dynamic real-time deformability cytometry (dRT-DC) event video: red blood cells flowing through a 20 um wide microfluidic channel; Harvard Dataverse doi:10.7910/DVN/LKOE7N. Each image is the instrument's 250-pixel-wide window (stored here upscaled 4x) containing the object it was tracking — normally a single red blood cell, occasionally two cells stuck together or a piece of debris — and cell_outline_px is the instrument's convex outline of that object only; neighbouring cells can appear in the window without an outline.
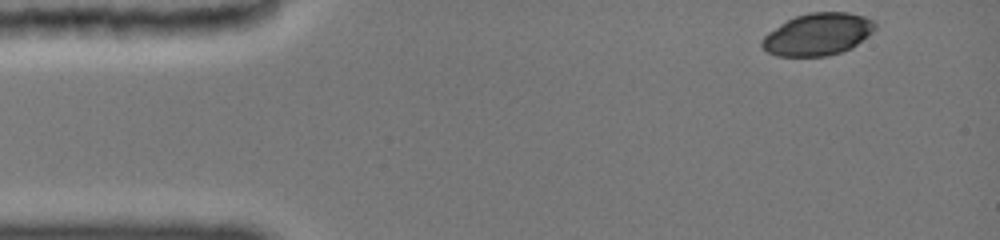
{"species": "common noctule bat (a hibernating species)", "species_latin": "Nyctalus noctula", "temperature_condition": "cold", "stored_images_in_passage": 19, "camera_frame_rate_fps": 3000, "um_per_image_px": 0.085, "animal": {"sex": "female", "body_mass_g": 19.0, "forearm_length_mm": 51.5}, "frame": {"image": 1, "passage_image": 1, "time_ms": 0.0, "image_size_px": [1000, 240], "cell_outline_px": [[876, 28], [868, 36], [852, 48], [828, 56], [776, 56], [768, 52], [760, 44], [760, 40], [768, 32], [780, 24], [796, 16], [812, 12], [848, 12], [864, 16], [872, 20], [876, 24]], "centroid_in_image_um": [69.51, 2.92], "position_along_channel_um": 15.5, "area_um2": 27.8}}
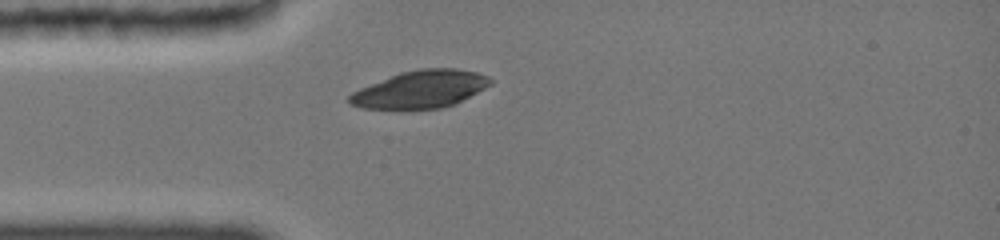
{"frame": {"image": 2, "passage_image": 9, "time_ms": 3.0, "image_size_px": [1000, 240], "cell_outline_px": [[492, 84], [456, 104], [440, 108], [364, 108], [348, 104], [344, 100], [352, 92], [360, 88], [400, 72], [420, 68], [456, 68], [476, 72], [488, 76], [492, 80]], "centroid_in_image_um": [35.73, 7.58], "position_along_channel_um": 49.3, "area_um2": 30.75}}